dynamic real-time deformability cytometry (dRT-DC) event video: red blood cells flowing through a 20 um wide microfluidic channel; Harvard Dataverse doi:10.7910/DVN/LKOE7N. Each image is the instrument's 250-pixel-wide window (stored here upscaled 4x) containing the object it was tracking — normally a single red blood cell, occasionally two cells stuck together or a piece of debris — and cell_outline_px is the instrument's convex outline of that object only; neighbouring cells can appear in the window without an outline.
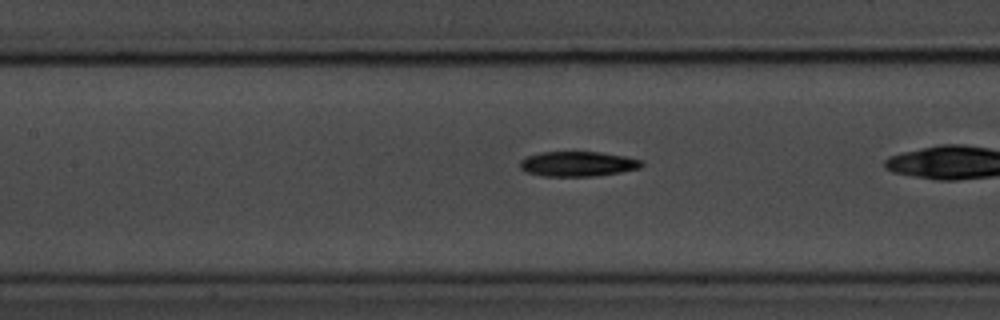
{"species": "common noctule bat (a hibernating species)", "species_latin": "Nyctalus noctula", "temperature_condition": "room temperature", "stored_images_in_passage": 22, "camera_frame_rate_fps": 3000, "um_per_image_px": 0.085, "animal": {"sex": "male", "body_mass_g": 20.1, "forearm_length_mm": 53.5}, "frame": {"image": 1, "passage_image": 10, "time_ms": 3.0, "image_size_px": [1000, 320], "cell_outline_px": [[644, 164], [640, 168], [620, 172], [592, 176], [544, 176], [528, 172], [520, 168], [520, 160], [528, 156], [540, 152], [600, 152], [624, 156], [640, 160]], "centroid_in_image_um": [49.1, 13.93], "position_along_channel_um": 158.3, "area_um2": 17.51}}